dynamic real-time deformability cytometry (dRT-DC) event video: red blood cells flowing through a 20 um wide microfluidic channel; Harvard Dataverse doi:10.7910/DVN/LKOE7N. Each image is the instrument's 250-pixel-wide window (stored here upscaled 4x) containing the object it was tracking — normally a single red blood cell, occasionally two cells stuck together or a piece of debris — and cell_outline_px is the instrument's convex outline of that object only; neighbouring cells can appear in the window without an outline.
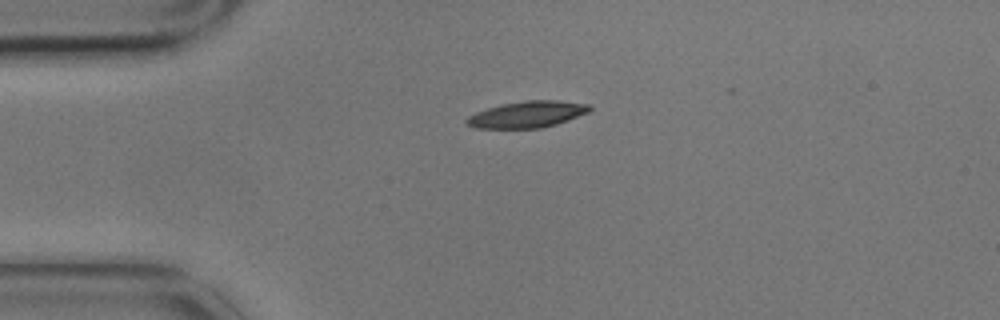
{"species": "common noctule bat (a hibernating species)", "species_latin": "Nyctalus noctula", "temperature_condition": "cold", "stored_images_in_passage": 3, "camera_frame_rate_fps": 3000, "um_per_image_px": 0.085, "animal": {"sex": "male", "body_mass_g": 17.9}, "frame": {"image": 1, "passage_image": 1, "time_ms": 0.0, "image_size_px": [1000, 320], "cell_outline_px": [[592, 108], [588, 112], [568, 120], [556, 124], [540, 128], [476, 128], [468, 124], [464, 120], [468, 116], [476, 112], [488, 108], [504, 104], [524, 100], [560, 100], [592, 104]], "centroid_in_image_um": [44.85, 9.71], "position_along_channel_um": 40.1, "area_um2": 18.96}}